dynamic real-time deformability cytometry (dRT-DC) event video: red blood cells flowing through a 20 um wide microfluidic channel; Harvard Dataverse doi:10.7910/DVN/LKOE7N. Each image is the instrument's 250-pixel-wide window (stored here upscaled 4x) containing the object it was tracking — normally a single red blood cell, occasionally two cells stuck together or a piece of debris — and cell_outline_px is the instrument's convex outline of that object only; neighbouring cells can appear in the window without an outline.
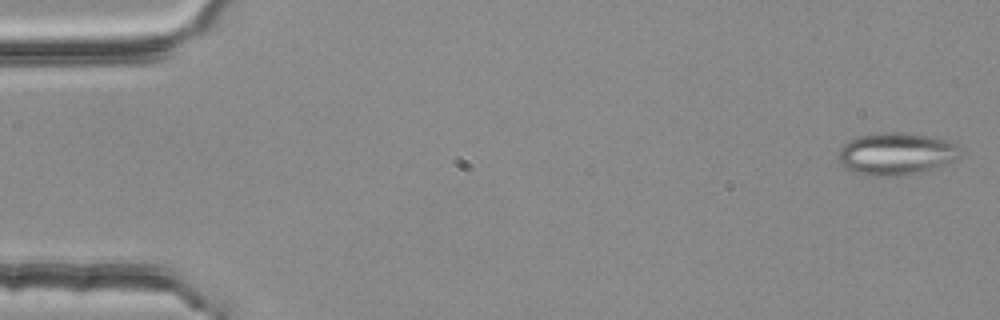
{"species": "common noctule bat (a hibernating species)", "species_latin": "Nyctalus noctula", "temperature_condition": "room temperature", "stored_images_in_passage": 10, "camera_frame_rate_fps": 3000, "um_per_image_px": 0.085, "animal": {"sex": "female", "body_mass_g": 25.1}, "frame": {"image": 1, "passage_image": 1, "time_ms": 0.0, "image_size_px": [1000, 320], "cell_outline_px": [[960, 156], [956, 160], [916, 172], [892, 176], [864, 176], [840, 164], [836, 156], [840, 148], [844, 144], [860, 136], [880, 132], [888, 132], [928, 136], [948, 140], [956, 144], [960, 148]], "centroid_in_image_um": [76.14, 13.07], "position_along_channel_um": 8.9, "area_um2": 29.54}}